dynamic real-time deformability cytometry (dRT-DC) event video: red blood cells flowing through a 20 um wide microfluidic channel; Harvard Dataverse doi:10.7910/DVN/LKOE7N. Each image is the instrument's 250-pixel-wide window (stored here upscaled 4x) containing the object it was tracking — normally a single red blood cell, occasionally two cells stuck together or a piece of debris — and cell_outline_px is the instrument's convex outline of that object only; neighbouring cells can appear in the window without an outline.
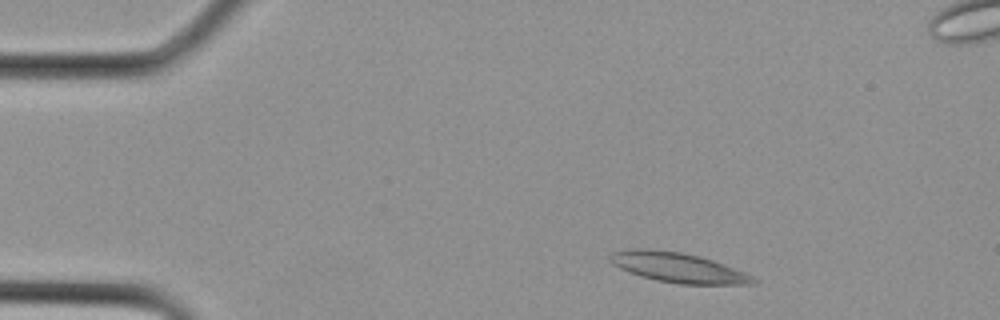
{"species": "Egyptian fruit bat (a non-hibernating species)", "species_latin": "Rousettus aegyptiacus", "temperature_condition": "cold", "stored_images_in_passage": 7, "camera_frame_rate_fps": 3000, "um_per_image_px": 0.085, "animal": {"sex": "female"}, "frame": {"image": 1, "passage_image": 1, "time_ms": 0.0, "image_size_px": [1000, 320], "cell_outline_px": [[756, 284], [680, 284], [656, 280], [640, 276], [628, 272], [612, 264], [608, 260], [608, 256], [612, 252], [636, 248], [648, 248], [680, 252], [700, 256], [724, 264], [744, 272], [752, 276], [756, 280]], "centroid_in_image_um": [57.58, 22.73], "position_along_channel_um": 27.4, "area_um2": 24.91}}
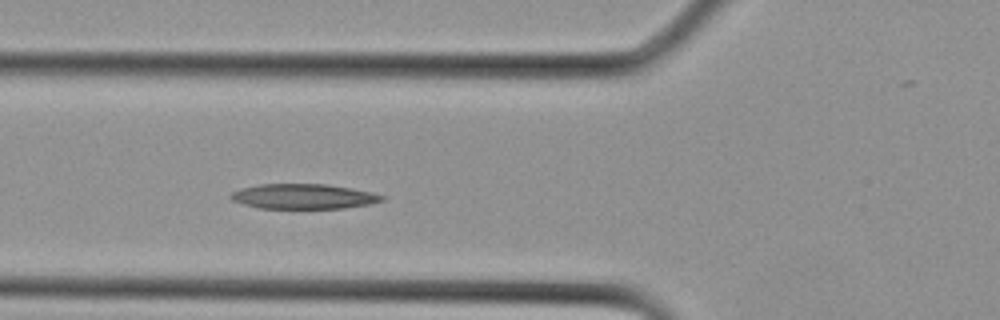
{"frame": {"image": 2, "passage_image": 7, "time_ms": 2.0, "image_size_px": [1000, 320], "cell_outline_px": [[388, 196], [384, 200], [372, 204], [344, 208], [260, 208], [244, 204], [232, 200], [228, 196], [232, 192], [240, 188], [260, 184], [328, 184], [352, 188], [372, 192]], "centroid_in_image_um": [25.85, 16.69], "position_along_channel_um": 100.0, "area_um2": 22.2}}